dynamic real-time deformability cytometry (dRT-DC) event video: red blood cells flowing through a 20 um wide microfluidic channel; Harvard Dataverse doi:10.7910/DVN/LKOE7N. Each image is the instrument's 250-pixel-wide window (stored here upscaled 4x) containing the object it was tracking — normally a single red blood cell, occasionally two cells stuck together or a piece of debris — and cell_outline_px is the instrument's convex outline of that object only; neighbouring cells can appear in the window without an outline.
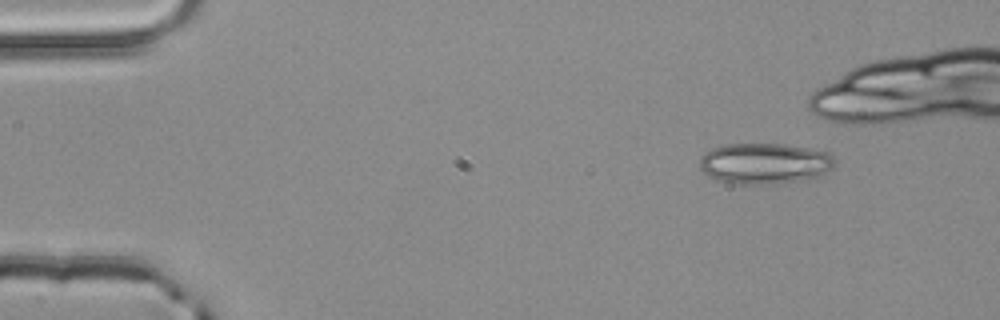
{"species": "common noctule bat (a hibernating species)", "species_latin": "Nyctalus noctula", "temperature_condition": "room temperature", "stored_images_in_passage": 3, "camera_frame_rate_fps": 3000, "um_per_image_px": 0.085, "animal": {"sex": "male", "body_mass_g": 20.4}, "frame": {"image": 1, "passage_image": 3, "time_ms": 0.667, "image_size_px": [1000, 320], "cell_outline_px": [[836, 164], [824, 176], [808, 180], [776, 184], [732, 184], [716, 180], [704, 176], [700, 168], [700, 156], [704, 152], [712, 148], [724, 144], [784, 144], [828, 152], [836, 160]], "centroid_in_image_um": [64.99, 13.92], "position_along_channel_um": 20.0, "area_um2": 33.06}}